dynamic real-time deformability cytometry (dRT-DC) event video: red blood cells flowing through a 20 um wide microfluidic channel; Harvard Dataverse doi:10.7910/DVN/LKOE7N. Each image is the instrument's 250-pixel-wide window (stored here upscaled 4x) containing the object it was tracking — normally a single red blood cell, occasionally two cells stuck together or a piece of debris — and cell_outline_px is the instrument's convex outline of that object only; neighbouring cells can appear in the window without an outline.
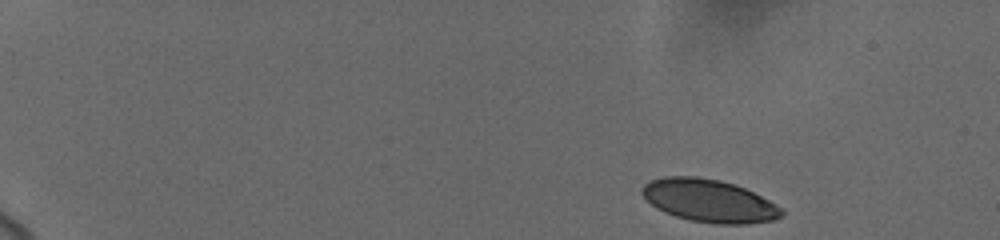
{"species": "human", "species_latin": "Homo sapiens", "temperature_condition": "cold", "stored_images_in_passage": 25, "camera_frame_rate_fps": 3000, "um_per_image_px": 0.085, "donor": {"sex": "female"}, "frame": {"image": 1, "passage_image": 1, "time_ms": 0.0, "image_size_px": [1000, 240], "cell_outline_px": [[784, 216], [772, 220], [748, 224], [716, 224], [688, 220], [664, 212], [656, 208], [640, 192], [640, 188], [648, 180], [664, 176], [696, 176], [720, 180], [744, 188], [776, 204], [784, 212]], "centroid_in_image_um": [60.24, 17.06], "position_along_channel_um": 24.8, "area_um2": 34.8}}
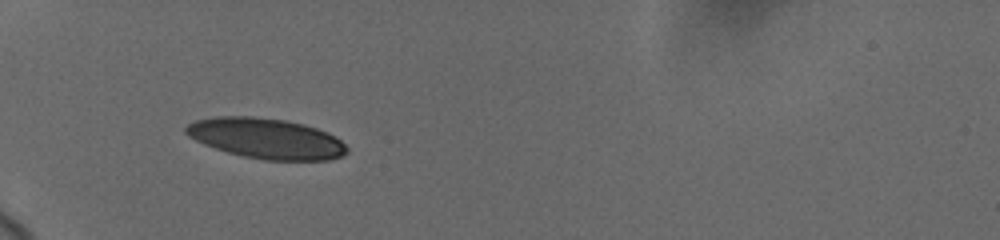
{"frame": {"image": 2, "passage_image": 24, "time_ms": 4.333, "image_size_px": [1000, 240], "cell_outline_px": [[348, 152], [344, 156], [328, 160], [264, 160], [244, 156], [228, 152], [204, 144], [188, 136], [184, 132], [184, 128], [188, 124], [196, 120], [216, 116], [256, 116], [288, 120], [304, 124], [328, 132], [336, 136], [348, 148]], "centroid_in_image_um": [22.65, 11.76], "position_along_channel_um": 62.4, "area_um2": 38.15}}